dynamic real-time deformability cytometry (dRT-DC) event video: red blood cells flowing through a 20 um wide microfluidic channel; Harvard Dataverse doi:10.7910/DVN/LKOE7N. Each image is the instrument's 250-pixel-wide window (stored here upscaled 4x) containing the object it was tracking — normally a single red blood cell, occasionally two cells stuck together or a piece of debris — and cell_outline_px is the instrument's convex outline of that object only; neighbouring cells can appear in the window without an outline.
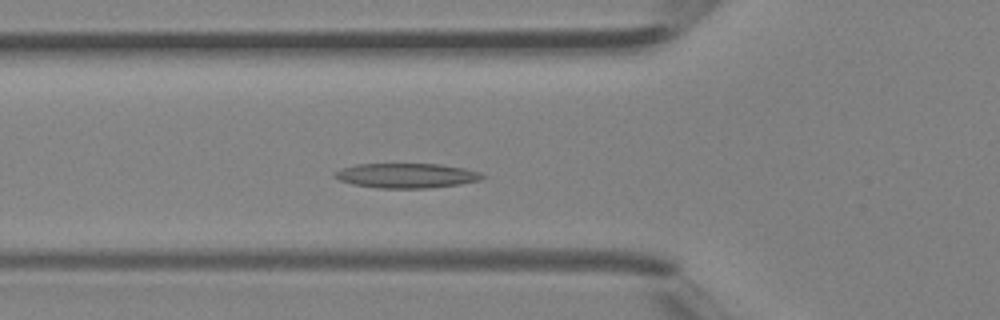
{"species": "Egyptian fruit bat (a non-hibernating species)", "species_latin": "Rousettus aegyptiacus", "temperature_condition": "room temperature", "stored_images_in_passage": 32, "camera_frame_rate_fps": 3000, "um_per_image_px": 0.085, "animal": {"sex": "female"}, "frame": {"image": 1, "passage_image": 6, "time_ms": 1.667, "image_size_px": [1000, 320], "cell_outline_px": [[484, 176], [480, 180], [460, 184], [428, 188], [376, 188], [352, 184], [340, 180], [332, 176], [332, 172], [356, 164], [440, 164], [464, 168], [480, 172]], "centroid_in_image_um": [34.52, 14.93], "position_along_channel_um": 91.3, "area_um2": 21.27}}
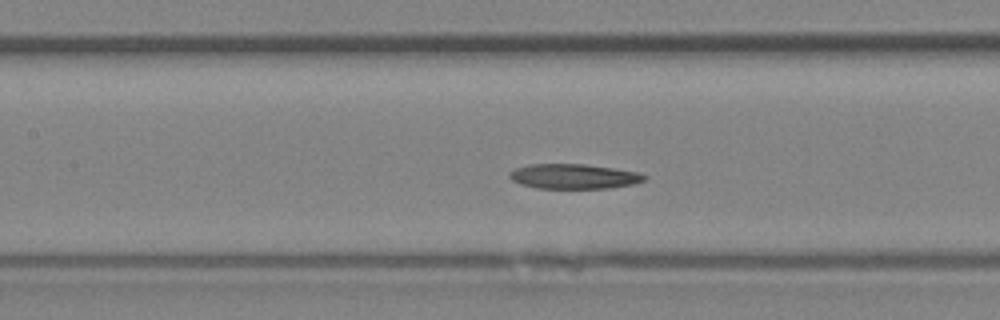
{"frame": {"image": 2, "passage_image": 10, "time_ms": 3.0, "image_size_px": [1000, 320], "cell_outline_px": [[648, 176], [644, 180], [632, 184], [608, 188], [536, 188], [520, 184], [512, 180], [508, 176], [508, 172], [516, 168], [528, 164], [584, 164], [612, 168], [636, 172]], "centroid_in_image_um": [48.71, 14.99], "position_along_channel_um": 158.7, "area_um2": 19.42}}
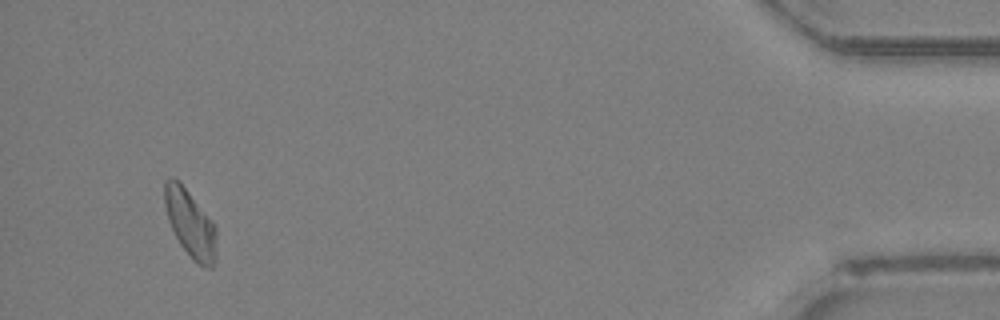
{"frame": {"image": 3, "passage_image": 30, "time_ms": 9.667, "image_size_px": [1000, 320], "cell_outline_px": [[216, 260], [212, 268], [208, 268], [196, 264], [192, 260], [180, 244], [168, 220], [164, 204], [164, 180], [168, 176], [172, 176], [188, 192], [216, 224]], "centroid_in_image_um": [16.18, 19.03], "position_along_channel_um": 419.0, "area_um2": 20.52}}